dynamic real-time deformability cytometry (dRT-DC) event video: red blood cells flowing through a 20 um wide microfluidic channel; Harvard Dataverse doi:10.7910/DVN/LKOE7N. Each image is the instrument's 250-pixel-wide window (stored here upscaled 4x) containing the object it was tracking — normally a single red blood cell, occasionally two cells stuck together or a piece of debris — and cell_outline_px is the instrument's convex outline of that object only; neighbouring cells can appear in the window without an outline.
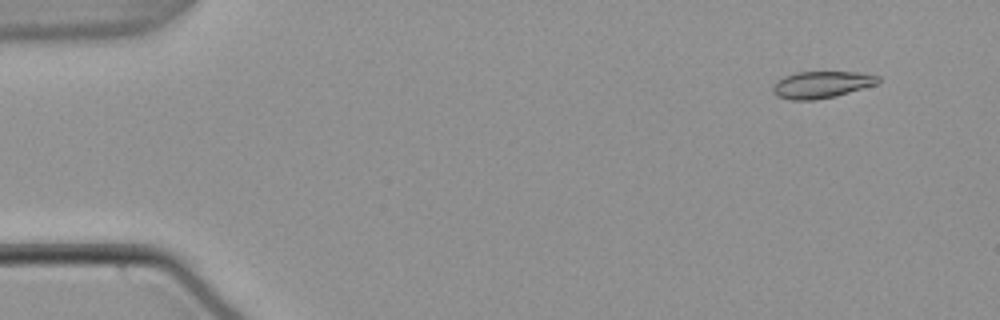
{"species": "common noctule bat (a hibernating species)", "species_latin": "Nyctalus noctula", "temperature_condition": "warm", "stored_images_in_passage": 55, "camera_frame_rate_fps": 3000, "um_per_image_px": 0.085, "animal": {"sex": "male", "body_mass_g": 21.5, "forearm_length_mm": 52.0}, "frame": {"image": 1, "passage_image": 5, "time_ms": 1.333, "image_size_px": [1000, 320], "cell_outline_px": [[880, 80], [876, 84], [836, 96], [812, 100], [792, 100], [776, 96], [772, 92], [772, 88], [776, 80], [784, 76], [796, 72], [860, 72], [880, 76]], "centroid_in_image_um": [69.8, 7.19], "position_along_channel_um": 15.2, "area_um2": 16.53}}
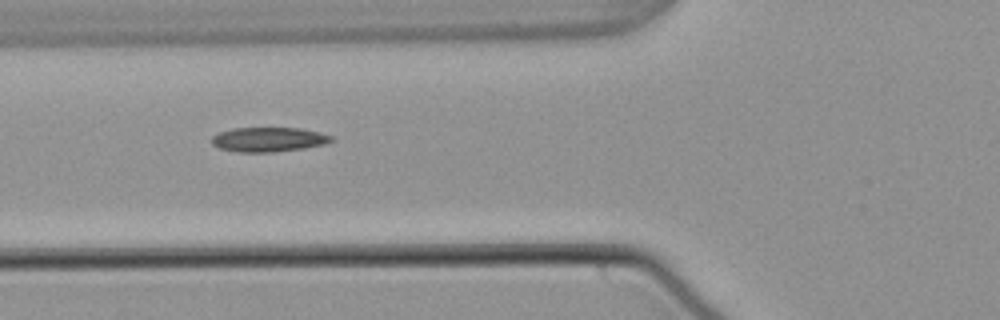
{"frame": {"image": 2, "passage_image": 21, "time_ms": 6.667, "image_size_px": [1000, 320], "cell_outline_px": [[336, 140], [324, 144], [304, 148], [272, 152], [236, 152], [220, 148], [212, 144], [212, 136], [220, 132], [232, 128], [300, 128], [320, 132], [332, 136]], "centroid_in_image_um": [22.85, 11.85], "position_along_channel_um": 103.0, "area_um2": 17.11}}
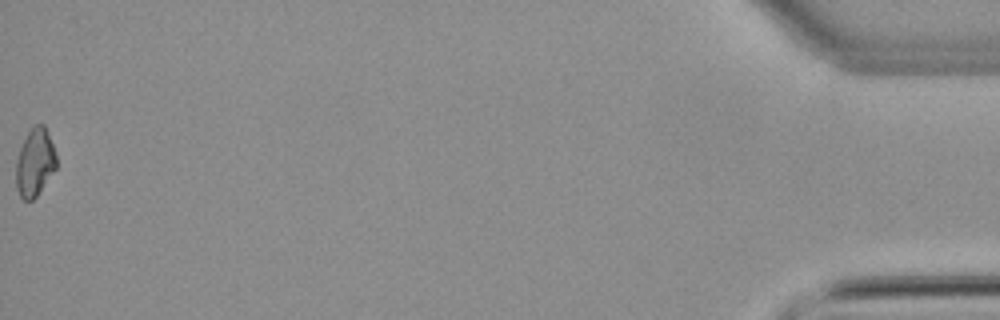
{"frame": {"image": 3, "passage_image": 55, "time_ms": 18.0, "image_size_px": [1000, 320], "cell_outline_px": [[56, 168], [36, 196], [32, 200], [24, 200], [20, 196], [16, 188], [16, 160], [20, 148], [28, 132], [36, 124], [44, 124], [56, 152]], "centroid_in_image_um": [2.96, 13.81], "position_along_channel_um": 432.2, "area_um2": 15.78}, "authors_computed_cell_mechanics": {"area_um2": 16.5308, "velocity_mm_per_s": 3.7991, "shape_relaxation_time_tau1_ms": 10.96, "shape_relaxation_time_tau2_ms": null, "deformation_change_tau1": 0.1876, "deformation_change_tau2": null}}